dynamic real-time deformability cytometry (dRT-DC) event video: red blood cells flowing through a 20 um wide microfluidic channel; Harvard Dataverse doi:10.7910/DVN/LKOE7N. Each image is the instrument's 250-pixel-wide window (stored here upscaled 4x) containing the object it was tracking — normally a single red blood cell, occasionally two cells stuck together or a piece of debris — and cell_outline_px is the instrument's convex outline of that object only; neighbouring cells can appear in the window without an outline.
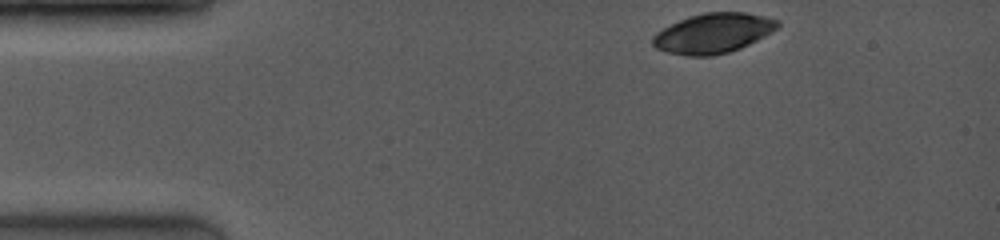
{"species": "common noctule bat (a hibernating species)", "species_latin": "Nyctalus noctula", "temperature_condition": "room temperature", "stored_images_in_passage": 11, "camera_frame_rate_fps": 4000, "um_per_image_px": 0.085, "animal": {"sex": "female", "body_mass_g": 19.0, "forearm_length_mm": 53.3}, "frame": {"image": 1, "passage_image": 1, "time_ms": 0.0, "image_size_px": [1000, 240], "cell_outline_px": [[780, 24], [772, 32], [740, 48], [728, 52], [712, 56], [688, 56], [668, 52], [656, 48], [652, 44], [652, 36], [656, 32], [688, 16], [704, 12], [744, 12], [764, 16], [780, 20]], "centroid_in_image_um": [60.62, 2.82], "position_along_channel_um": 24.4, "area_um2": 28.9}}
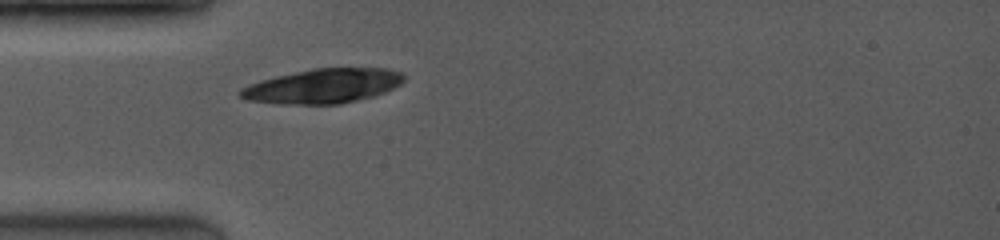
{"frame": {"image": 2, "passage_image": 11, "time_ms": 2.5, "image_size_px": [1000, 240], "cell_outline_px": [[404, 80], [400, 84], [376, 96], [340, 104], [276, 104], [244, 100], [236, 92], [240, 88], [248, 84], [260, 80], [276, 76], [316, 68], [388, 68], [404, 72]], "centroid_in_image_um": [27.43, 7.32], "position_along_channel_um": 57.6, "area_um2": 33.23}}